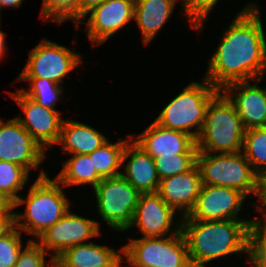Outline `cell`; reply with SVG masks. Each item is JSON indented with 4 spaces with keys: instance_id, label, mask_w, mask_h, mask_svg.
<instances>
[{
    "instance_id": "1",
    "label": "cell",
    "mask_w": 266,
    "mask_h": 267,
    "mask_svg": "<svg viewBox=\"0 0 266 267\" xmlns=\"http://www.w3.org/2000/svg\"><path fill=\"white\" fill-rule=\"evenodd\" d=\"M255 3L241 8L208 60L204 78L219 90L233 82L265 77L266 35Z\"/></svg>"
},
{
    "instance_id": "2",
    "label": "cell",
    "mask_w": 266,
    "mask_h": 267,
    "mask_svg": "<svg viewBox=\"0 0 266 267\" xmlns=\"http://www.w3.org/2000/svg\"><path fill=\"white\" fill-rule=\"evenodd\" d=\"M258 220L181 219L192 267H206L218 258L232 254L248 255L249 232Z\"/></svg>"
},
{
    "instance_id": "3",
    "label": "cell",
    "mask_w": 266,
    "mask_h": 267,
    "mask_svg": "<svg viewBox=\"0 0 266 267\" xmlns=\"http://www.w3.org/2000/svg\"><path fill=\"white\" fill-rule=\"evenodd\" d=\"M40 171L26 197L20 196L14 202L15 210L22 205L26 210L15 213L16 227L25 235L34 237L32 240L60 220L71 205L63 185L56 178L51 179L45 169Z\"/></svg>"
},
{
    "instance_id": "4",
    "label": "cell",
    "mask_w": 266,
    "mask_h": 267,
    "mask_svg": "<svg viewBox=\"0 0 266 267\" xmlns=\"http://www.w3.org/2000/svg\"><path fill=\"white\" fill-rule=\"evenodd\" d=\"M198 165L204 185L224 186L242 192L247 198L258 199L252 206L261 212L266 205V184L254 172L244 153H205L197 151Z\"/></svg>"
},
{
    "instance_id": "5",
    "label": "cell",
    "mask_w": 266,
    "mask_h": 267,
    "mask_svg": "<svg viewBox=\"0 0 266 267\" xmlns=\"http://www.w3.org/2000/svg\"><path fill=\"white\" fill-rule=\"evenodd\" d=\"M245 131L234 104L220 90L207 105L203 127L196 139L197 149L205 153L241 152Z\"/></svg>"
},
{
    "instance_id": "6",
    "label": "cell",
    "mask_w": 266,
    "mask_h": 267,
    "mask_svg": "<svg viewBox=\"0 0 266 267\" xmlns=\"http://www.w3.org/2000/svg\"><path fill=\"white\" fill-rule=\"evenodd\" d=\"M219 91L205 78L190 82L165 105L154 121L164 128L185 132L196 140L203 127L207 105Z\"/></svg>"
},
{
    "instance_id": "7",
    "label": "cell",
    "mask_w": 266,
    "mask_h": 267,
    "mask_svg": "<svg viewBox=\"0 0 266 267\" xmlns=\"http://www.w3.org/2000/svg\"><path fill=\"white\" fill-rule=\"evenodd\" d=\"M122 256L135 267H192L182 231L166 237L130 238Z\"/></svg>"
},
{
    "instance_id": "8",
    "label": "cell",
    "mask_w": 266,
    "mask_h": 267,
    "mask_svg": "<svg viewBox=\"0 0 266 267\" xmlns=\"http://www.w3.org/2000/svg\"><path fill=\"white\" fill-rule=\"evenodd\" d=\"M93 191L103 222L116 232L128 231L141 193L122 175L103 178Z\"/></svg>"
},
{
    "instance_id": "9",
    "label": "cell",
    "mask_w": 266,
    "mask_h": 267,
    "mask_svg": "<svg viewBox=\"0 0 266 267\" xmlns=\"http://www.w3.org/2000/svg\"><path fill=\"white\" fill-rule=\"evenodd\" d=\"M83 57L70 48L46 38L30 51L26 65L17 78H44L64 85V77L83 63Z\"/></svg>"
},
{
    "instance_id": "10",
    "label": "cell",
    "mask_w": 266,
    "mask_h": 267,
    "mask_svg": "<svg viewBox=\"0 0 266 267\" xmlns=\"http://www.w3.org/2000/svg\"><path fill=\"white\" fill-rule=\"evenodd\" d=\"M100 225L99 221L80 216L69 209L60 220L44 231L36 241L55 260L67 248L88 243L90 242L89 239L100 237L102 235Z\"/></svg>"
},
{
    "instance_id": "11",
    "label": "cell",
    "mask_w": 266,
    "mask_h": 267,
    "mask_svg": "<svg viewBox=\"0 0 266 267\" xmlns=\"http://www.w3.org/2000/svg\"><path fill=\"white\" fill-rule=\"evenodd\" d=\"M134 6L135 0H106L86 13L75 27H81L87 19L85 32L92 46L97 47L134 20Z\"/></svg>"
},
{
    "instance_id": "12",
    "label": "cell",
    "mask_w": 266,
    "mask_h": 267,
    "mask_svg": "<svg viewBox=\"0 0 266 267\" xmlns=\"http://www.w3.org/2000/svg\"><path fill=\"white\" fill-rule=\"evenodd\" d=\"M24 112V117H15L30 133L32 138L47 153V149L55 147L60 137L64 118L62 112L43 107L18 88L15 92L7 91Z\"/></svg>"
},
{
    "instance_id": "13",
    "label": "cell",
    "mask_w": 266,
    "mask_h": 267,
    "mask_svg": "<svg viewBox=\"0 0 266 267\" xmlns=\"http://www.w3.org/2000/svg\"><path fill=\"white\" fill-rule=\"evenodd\" d=\"M246 199L247 197L236 189L203 184L193 208L181 219L259 220L260 216L239 218Z\"/></svg>"
},
{
    "instance_id": "14",
    "label": "cell",
    "mask_w": 266,
    "mask_h": 267,
    "mask_svg": "<svg viewBox=\"0 0 266 267\" xmlns=\"http://www.w3.org/2000/svg\"><path fill=\"white\" fill-rule=\"evenodd\" d=\"M46 154L15 117L6 122L0 118V160L18 164L31 173L40 169Z\"/></svg>"
},
{
    "instance_id": "15",
    "label": "cell",
    "mask_w": 266,
    "mask_h": 267,
    "mask_svg": "<svg viewBox=\"0 0 266 267\" xmlns=\"http://www.w3.org/2000/svg\"><path fill=\"white\" fill-rule=\"evenodd\" d=\"M176 213L177 211L157 192L142 193L129 229L137 227L143 237H166L177 234L181 231L182 217H175ZM174 217L179 220H174Z\"/></svg>"
},
{
    "instance_id": "16",
    "label": "cell",
    "mask_w": 266,
    "mask_h": 267,
    "mask_svg": "<svg viewBox=\"0 0 266 267\" xmlns=\"http://www.w3.org/2000/svg\"><path fill=\"white\" fill-rule=\"evenodd\" d=\"M261 81L264 78L237 81L221 90L234 104L246 130L266 127V87L259 86Z\"/></svg>"
},
{
    "instance_id": "17",
    "label": "cell",
    "mask_w": 266,
    "mask_h": 267,
    "mask_svg": "<svg viewBox=\"0 0 266 267\" xmlns=\"http://www.w3.org/2000/svg\"><path fill=\"white\" fill-rule=\"evenodd\" d=\"M132 140L153 159L161 155L197 153L196 140L189 134L151 122L140 134H131Z\"/></svg>"
},
{
    "instance_id": "18",
    "label": "cell",
    "mask_w": 266,
    "mask_h": 267,
    "mask_svg": "<svg viewBox=\"0 0 266 267\" xmlns=\"http://www.w3.org/2000/svg\"><path fill=\"white\" fill-rule=\"evenodd\" d=\"M202 186L201 172L195 164L185 173L161 179L157 193L182 217L193 208Z\"/></svg>"
},
{
    "instance_id": "19",
    "label": "cell",
    "mask_w": 266,
    "mask_h": 267,
    "mask_svg": "<svg viewBox=\"0 0 266 267\" xmlns=\"http://www.w3.org/2000/svg\"><path fill=\"white\" fill-rule=\"evenodd\" d=\"M121 167V175L141 194L158 191L160 179L154 159L132 139L123 151Z\"/></svg>"
},
{
    "instance_id": "20",
    "label": "cell",
    "mask_w": 266,
    "mask_h": 267,
    "mask_svg": "<svg viewBox=\"0 0 266 267\" xmlns=\"http://www.w3.org/2000/svg\"><path fill=\"white\" fill-rule=\"evenodd\" d=\"M122 247L119 251L92 242L67 248L55 259L56 267H120Z\"/></svg>"
},
{
    "instance_id": "21",
    "label": "cell",
    "mask_w": 266,
    "mask_h": 267,
    "mask_svg": "<svg viewBox=\"0 0 266 267\" xmlns=\"http://www.w3.org/2000/svg\"><path fill=\"white\" fill-rule=\"evenodd\" d=\"M178 0H135L134 21L142 34V44L149 45L172 16ZM159 32V33H158Z\"/></svg>"
},
{
    "instance_id": "22",
    "label": "cell",
    "mask_w": 266,
    "mask_h": 267,
    "mask_svg": "<svg viewBox=\"0 0 266 267\" xmlns=\"http://www.w3.org/2000/svg\"><path fill=\"white\" fill-rule=\"evenodd\" d=\"M109 139L88 124L64 118L60 137L56 145H60L65 154H90L101 147Z\"/></svg>"
},
{
    "instance_id": "23",
    "label": "cell",
    "mask_w": 266,
    "mask_h": 267,
    "mask_svg": "<svg viewBox=\"0 0 266 267\" xmlns=\"http://www.w3.org/2000/svg\"><path fill=\"white\" fill-rule=\"evenodd\" d=\"M63 161L62 169L55 178L66 186L91 185L93 189L101 182L102 178L95 170L89 154H72Z\"/></svg>"
},
{
    "instance_id": "24",
    "label": "cell",
    "mask_w": 266,
    "mask_h": 267,
    "mask_svg": "<svg viewBox=\"0 0 266 267\" xmlns=\"http://www.w3.org/2000/svg\"><path fill=\"white\" fill-rule=\"evenodd\" d=\"M127 137L126 139L119 138L115 143L108 140L89 154L95 170L102 179L121 175L123 151L132 139L130 134Z\"/></svg>"
},
{
    "instance_id": "25",
    "label": "cell",
    "mask_w": 266,
    "mask_h": 267,
    "mask_svg": "<svg viewBox=\"0 0 266 267\" xmlns=\"http://www.w3.org/2000/svg\"><path fill=\"white\" fill-rule=\"evenodd\" d=\"M242 152L254 172L266 184V127L245 131Z\"/></svg>"
},
{
    "instance_id": "26",
    "label": "cell",
    "mask_w": 266,
    "mask_h": 267,
    "mask_svg": "<svg viewBox=\"0 0 266 267\" xmlns=\"http://www.w3.org/2000/svg\"><path fill=\"white\" fill-rule=\"evenodd\" d=\"M15 80L17 82H29L28 89H25L24 87L23 89L19 88L24 95L30 97L43 107L59 111L55 106H57L58 101L64 99L62 98L65 91L63 88L64 85L54 83L51 80L44 78H17Z\"/></svg>"
},
{
    "instance_id": "27",
    "label": "cell",
    "mask_w": 266,
    "mask_h": 267,
    "mask_svg": "<svg viewBox=\"0 0 266 267\" xmlns=\"http://www.w3.org/2000/svg\"><path fill=\"white\" fill-rule=\"evenodd\" d=\"M29 175L24 167L0 160V191L15 202L28 183Z\"/></svg>"
},
{
    "instance_id": "28",
    "label": "cell",
    "mask_w": 266,
    "mask_h": 267,
    "mask_svg": "<svg viewBox=\"0 0 266 267\" xmlns=\"http://www.w3.org/2000/svg\"><path fill=\"white\" fill-rule=\"evenodd\" d=\"M40 18L44 23L62 24L67 20L78 23V0H43Z\"/></svg>"
},
{
    "instance_id": "29",
    "label": "cell",
    "mask_w": 266,
    "mask_h": 267,
    "mask_svg": "<svg viewBox=\"0 0 266 267\" xmlns=\"http://www.w3.org/2000/svg\"><path fill=\"white\" fill-rule=\"evenodd\" d=\"M196 155L197 153H183L154 158L159 179L187 172L196 164Z\"/></svg>"
},
{
    "instance_id": "30",
    "label": "cell",
    "mask_w": 266,
    "mask_h": 267,
    "mask_svg": "<svg viewBox=\"0 0 266 267\" xmlns=\"http://www.w3.org/2000/svg\"><path fill=\"white\" fill-rule=\"evenodd\" d=\"M248 263L253 267H266V221L261 217L250 229Z\"/></svg>"
},
{
    "instance_id": "31",
    "label": "cell",
    "mask_w": 266,
    "mask_h": 267,
    "mask_svg": "<svg viewBox=\"0 0 266 267\" xmlns=\"http://www.w3.org/2000/svg\"><path fill=\"white\" fill-rule=\"evenodd\" d=\"M219 0H180L182 13L195 31H201L209 13Z\"/></svg>"
},
{
    "instance_id": "32",
    "label": "cell",
    "mask_w": 266,
    "mask_h": 267,
    "mask_svg": "<svg viewBox=\"0 0 266 267\" xmlns=\"http://www.w3.org/2000/svg\"><path fill=\"white\" fill-rule=\"evenodd\" d=\"M22 232L15 227L9 234L0 237V267H14L18 261L22 243Z\"/></svg>"
},
{
    "instance_id": "33",
    "label": "cell",
    "mask_w": 266,
    "mask_h": 267,
    "mask_svg": "<svg viewBox=\"0 0 266 267\" xmlns=\"http://www.w3.org/2000/svg\"><path fill=\"white\" fill-rule=\"evenodd\" d=\"M27 245L21 250L18 261L14 267H54L55 260L50 257L45 258L48 253L40 246L36 240L28 239ZM48 264V265H47Z\"/></svg>"
},
{
    "instance_id": "34",
    "label": "cell",
    "mask_w": 266,
    "mask_h": 267,
    "mask_svg": "<svg viewBox=\"0 0 266 267\" xmlns=\"http://www.w3.org/2000/svg\"><path fill=\"white\" fill-rule=\"evenodd\" d=\"M15 211L0 213V237L9 234L16 227Z\"/></svg>"
},
{
    "instance_id": "35",
    "label": "cell",
    "mask_w": 266,
    "mask_h": 267,
    "mask_svg": "<svg viewBox=\"0 0 266 267\" xmlns=\"http://www.w3.org/2000/svg\"><path fill=\"white\" fill-rule=\"evenodd\" d=\"M106 0H78V22L94 7L104 3Z\"/></svg>"
},
{
    "instance_id": "36",
    "label": "cell",
    "mask_w": 266,
    "mask_h": 267,
    "mask_svg": "<svg viewBox=\"0 0 266 267\" xmlns=\"http://www.w3.org/2000/svg\"><path fill=\"white\" fill-rule=\"evenodd\" d=\"M14 210V202L0 191V213H7Z\"/></svg>"
},
{
    "instance_id": "37",
    "label": "cell",
    "mask_w": 266,
    "mask_h": 267,
    "mask_svg": "<svg viewBox=\"0 0 266 267\" xmlns=\"http://www.w3.org/2000/svg\"><path fill=\"white\" fill-rule=\"evenodd\" d=\"M24 0H0V14L2 8H20Z\"/></svg>"
},
{
    "instance_id": "38",
    "label": "cell",
    "mask_w": 266,
    "mask_h": 267,
    "mask_svg": "<svg viewBox=\"0 0 266 267\" xmlns=\"http://www.w3.org/2000/svg\"><path fill=\"white\" fill-rule=\"evenodd\" d=\"M5 38H6L5 32L0 30V60H2V57L4 58L5 55H7Z\"/></svg>"
},
{
    "instance_id": "39",
    "label": "cell",
    "mask_w": 266,
    "mask_h": 267,
    "mask_svg": "<svg viewBox=\"0 0 266 267\" xmlns=\"http://www.w3.org/2000/svg\"><path fill=\"white\" fill-rule=\"evenodd\" d=\"M123 261L125 262L126 266L125 265H122L123 264L122 263ZM122 266L123 267H135V266L131 265L127 260H124V257L123 256L121 257V260H120V267H122Z\"/></svg>"
},
{
    "instance_id": "40",
    "label": "cell",
    "mask_w": 266,
    "mask_h": 267,
    "mask_svg": "<svg viewBox=\"0 0 266 267\" xmlns=\"http://www.w3.org/2000/svg\"><path fill=\"white\" fill-rule=\"evenodd\" d=\"M261 217L266 221V205L263 211L261 212Z\"/></svg>"
}]
</instances>
